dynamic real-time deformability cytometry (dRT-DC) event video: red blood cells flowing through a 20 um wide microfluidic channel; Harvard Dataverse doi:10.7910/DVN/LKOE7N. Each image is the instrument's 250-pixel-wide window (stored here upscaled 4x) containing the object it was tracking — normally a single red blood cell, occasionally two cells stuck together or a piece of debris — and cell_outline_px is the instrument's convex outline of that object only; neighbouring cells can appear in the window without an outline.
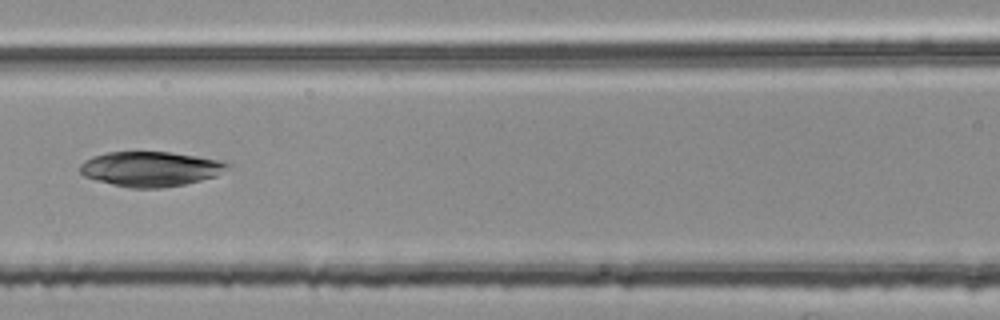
{"species": "common noctule bat (a hibernating species)", "species_latin": "Nyctalus noctula", "temperature_condition": "room temperature", "stored_images_in_passage": 5, "camera_frame_rate_fps": 3000, "um_per_image_px": 0.085, "animal": {"sex": "female", "body_mass_g": 25.1}, "frame": {"image": 1, "passage_image": 5, "time_ms": 1.333, "image_size_px": [1000, 320], "cell_outline_px": [[232, 164], [216, 176], [184, 184], [160, 188], [132, 188], [112, 184], [96, 180], [84, 176], [80, 172], [80, 164], [84, 160], [92, 156], [108, 152], [168, 152], [224, 160]], "centroid_in_image_um": [12.79, 14.35], "position_along_channel_um": 153.8, "area_um2": 29.94}}